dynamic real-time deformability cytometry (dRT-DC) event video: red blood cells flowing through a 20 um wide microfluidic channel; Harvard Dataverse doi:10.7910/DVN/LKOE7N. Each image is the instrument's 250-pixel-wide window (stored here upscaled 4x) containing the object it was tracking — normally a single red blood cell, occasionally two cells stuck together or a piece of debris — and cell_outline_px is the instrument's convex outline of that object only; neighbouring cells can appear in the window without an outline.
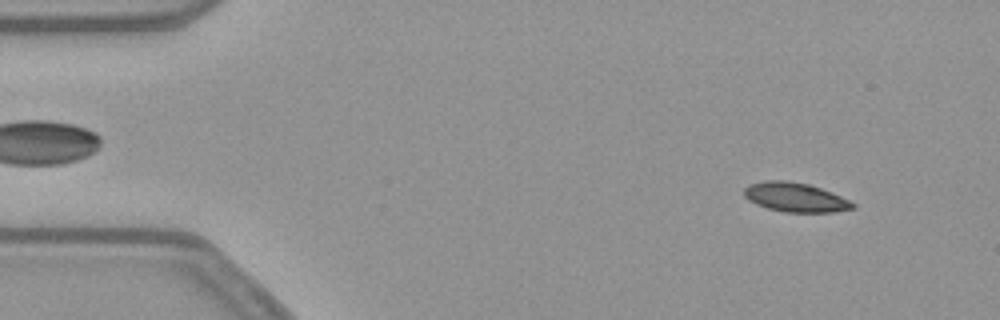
{"species": "common noctule bat (a hibernating species)", "species_latin": "Nyctalus noctula", "temperature_condition": "warm", "stored_images_in_passage": 54, "camera_frame_rate_fps": 3000, "um_per_image_px": 0.085, "animal": {"sex": "female", "body_mass_g": 21.9}, "frame": {"image": 1, "passage_image": 5, "time_ms": 1.333, "image_size_px": [1000, 320], "cell_outline_px": [[856, 208], [832, 212], [784, 212], [768, 208], [756, 204], [748, 200], [744, 196], [744, 188], [748, 184], [768, 180], [788, 180], [808, 184], [832, 192], [856, 204]], "centroid_in_image_um": [67.59, 16.76], "position_along_channel_um": 17.4, "area_um2": 18.55}}
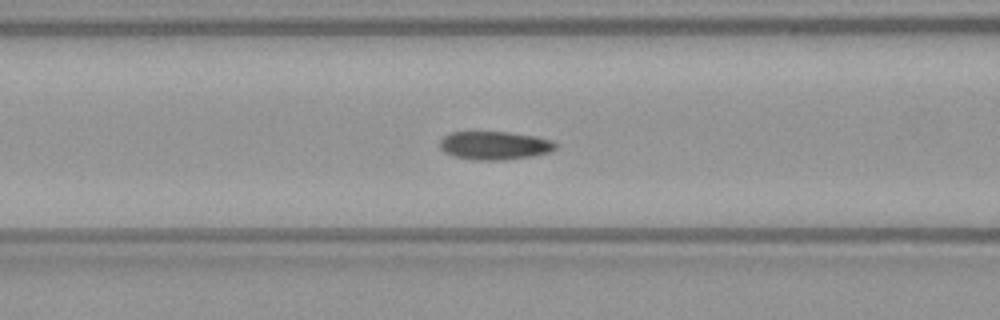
{"frame": {"image": 2, "passage_image": 21, "time_ms": 6.667, "image_size_px": [1000, 320], "cell_outline_px": [[556, 148], [548, 152], [532, 156], [500, 160], [476, 160], [452, 156], [444, 152], [440, 148], [440, 140], [444, 136], [452, 132], [508, 132], [536, 136], [552, 140], [556, 144]], "centroid_in_image_um": [42.02, 12.36], "position_along_channel_um": 124.6, "area_um2": 19.07}}
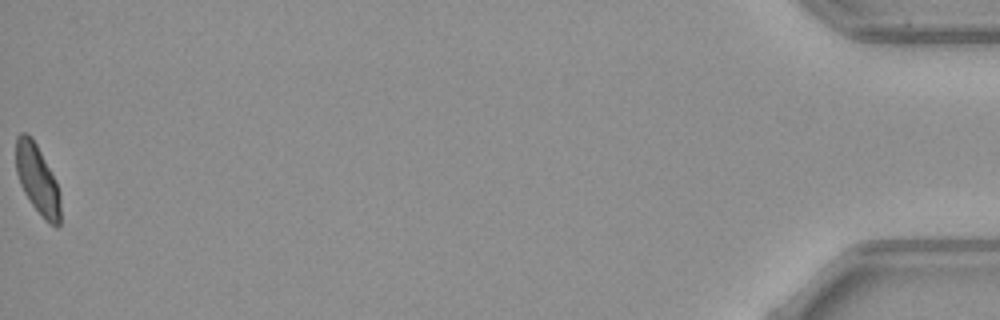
{"frame": {"image": 3, "passage_image": 54, "time_ms": 17.667, "image_size_px": [1000, 320], "cell_outline_px": [[60, 224], [56, 228], [48, 224], [44, 220], [32, 204], [24, 192], [20, 184], [16, 172], [16, 136], [20, 132], [28, 132], [32, 136], [52, 172], [56, 180], [60, 192]], "centroid_in_image_um": [3.19, 15.24], "position_along_channel_um": 432.0, "area_um2": 18.32}, "authors_computed_cell_mechanics": {"area_um2": 18.9295, "velocity_mm_per_s": 3.7868, "shape_relaxation_time_tau1_ms": 6.8167, "shape_relaxation_time_tau2_ms": 1.717, "deformation_change_tau1": 0.1515, "deformation_change_tau2": 0.0628}}